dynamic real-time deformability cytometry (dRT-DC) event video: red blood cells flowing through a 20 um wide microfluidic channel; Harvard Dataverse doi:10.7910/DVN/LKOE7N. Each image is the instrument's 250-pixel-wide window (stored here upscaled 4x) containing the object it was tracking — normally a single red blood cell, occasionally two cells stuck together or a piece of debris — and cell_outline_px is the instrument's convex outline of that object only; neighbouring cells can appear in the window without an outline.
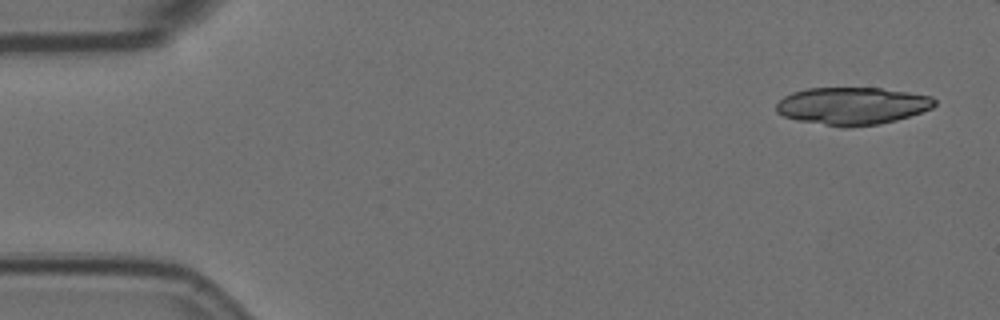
{"species": "Egyptian fruit bat (a non-hibernating species)", "species_latin": "Rousettus aegyptiacus", "temperature_condition": "room temperature", "stored_images_in_passage": 7, "camera_frame_rate_fps": 3000, "um_per_image_px": 0.085, "animal": {"sex": "female"}, "frame": {"image": 1, "passage_image": 1, "time_ms": 0.0, "image_size_px": [1000, 320], "cell_outline_px": [[936, 104], [932, 108], [896, 120], [880, 124], [848, 128], [844, 128], [796, 120], [784, 116], [776, 112], [776, 104], [784, 96], [792, 92], [808, 88], [880, 88], [908, 92], [932, 96], [936, 100]], "centroid_in_image_um": [72.43, 9.01], "position_along_channel_um": 12.6, "area_um2": 34.74}}